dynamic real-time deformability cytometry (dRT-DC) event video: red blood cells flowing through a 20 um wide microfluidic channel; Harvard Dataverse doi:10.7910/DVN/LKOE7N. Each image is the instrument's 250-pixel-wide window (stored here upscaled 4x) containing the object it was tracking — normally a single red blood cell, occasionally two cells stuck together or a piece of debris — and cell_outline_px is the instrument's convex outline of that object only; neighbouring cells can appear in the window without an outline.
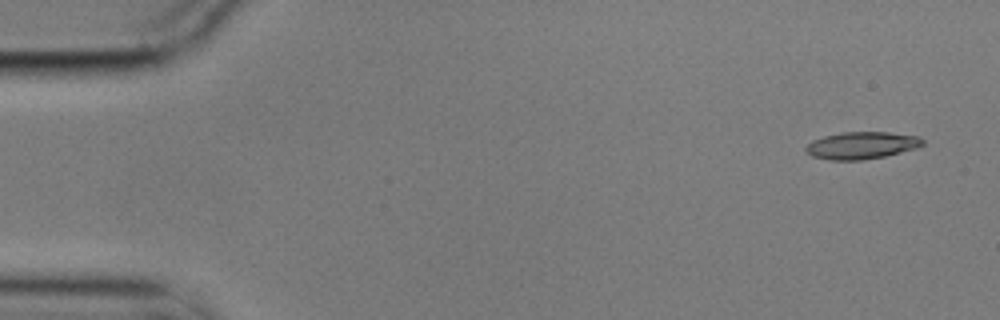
{"species": "common noctule bat (a hibernating species)", "species_latin": "Nyctalus noctula", "temperature_condition": "cold", "stored_images_in_passage": 5, "camera_frame_rate_fps": 3000, "um_per_image_px": 0.085, "animal": {"sex": "male", "body_mass_g": 17.9}, "frame": {"image": 1, "passage_image": 1, "time_ms": 0.0, "image_size_px": [1000, 320], "cell_outline_px": [[924, 144], [916, 148], [884, 156], [860, 160], [828, 160], [812, 156], [804, 152], [804, 148], [812, 140], [824, 136], [840, 132], [888, 132], [920, 136], [924, 140]], "centroid_in_image_um": [73.21, 12.35], "position_along_channel_um": 11.8, "area_um2": 18.61}}